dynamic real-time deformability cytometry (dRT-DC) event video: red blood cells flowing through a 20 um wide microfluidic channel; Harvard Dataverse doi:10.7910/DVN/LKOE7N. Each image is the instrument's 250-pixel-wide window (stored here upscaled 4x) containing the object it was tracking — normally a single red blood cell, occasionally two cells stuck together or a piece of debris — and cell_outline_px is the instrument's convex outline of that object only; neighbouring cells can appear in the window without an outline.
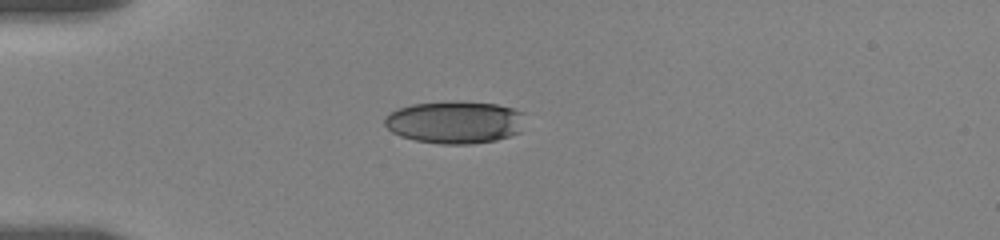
{"species": "human", "species_latin": "Homo sapiens", "temperature_condition": "room temperature", "stored_images_in_passage": 30, "camera_frame_rate_fps": 3000, "um_per_image_px": 0.085, "donor": {"sex": "female"}, "frame": {"image": 1, "passage_image": 1, "time_ms": 0.0, "image_size_px": [1000, 240], "cell_outline_px": [[524, 112], [520, 132], [496, 140], [468, 144], [440, 144], [416, 140], [400, 136], [392, 132], [384, 124], [384, 116], [400, 108], [412, 104], [460, 100], [496, 104], [512, 108]], "centroid_in_image_um": [38.66, 10.38], "position_along_channel_um": 46.3, "area_um2": 34.85}}
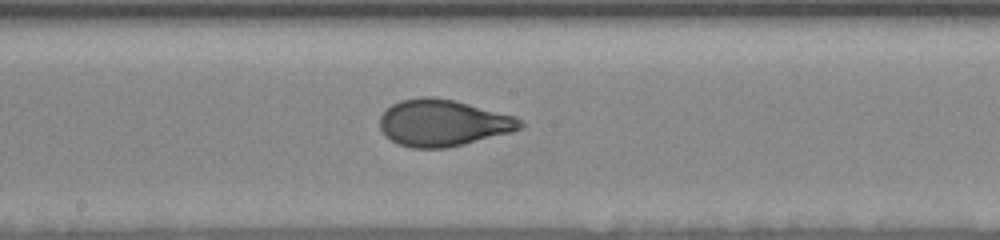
{"frame": {"image": 2, "passage_image": 17, "time_ms": 5.333, "image_size_px": [1000, 240], "cell_outline_px": [[524, 124], [520, 128], [512, 132], [448, 148], [412, 148], [400, 144], [384, 136], [380, 128], [380, 116], [392, 104], [400, 100], [424, 96], [432, 96], [456, 100], [516, 116]], "centroid_in_image_um": [37.65, 10.44], "position_along_channel_um": 210.5, "area_um2": 38.32}}
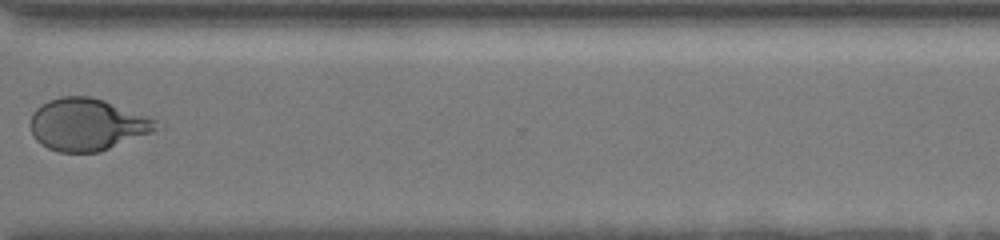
{"frame": {"image": 3, "passage_image": 29, "time_ms": 9.667, "image_size_px": [1000, 240], "cell_outline_px": [[156, 128], [152, 132], [100, 152], [60, 152], [48, 148], [40, 144], [36, 140], [32, 132], [32, 112], [40, 104], [48, 100], [60, 96], [88, 96], [104, 100], [148, 116], [156, 120]], "centroid_in_image_um": [7.38, 10.58], "position_along_channel_um": 363.2, "area_um2": 37.97}}